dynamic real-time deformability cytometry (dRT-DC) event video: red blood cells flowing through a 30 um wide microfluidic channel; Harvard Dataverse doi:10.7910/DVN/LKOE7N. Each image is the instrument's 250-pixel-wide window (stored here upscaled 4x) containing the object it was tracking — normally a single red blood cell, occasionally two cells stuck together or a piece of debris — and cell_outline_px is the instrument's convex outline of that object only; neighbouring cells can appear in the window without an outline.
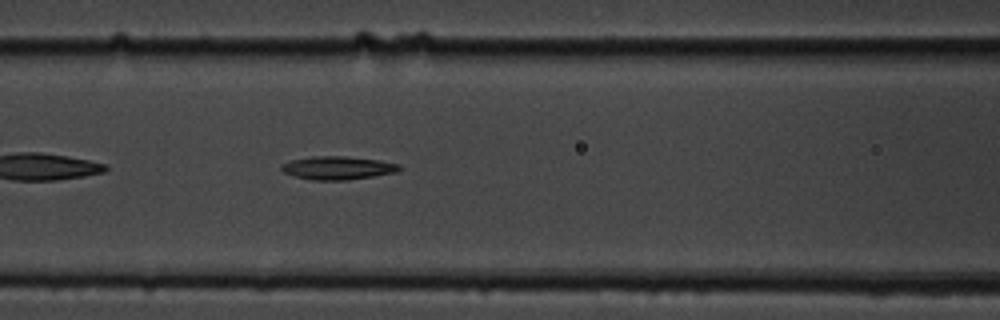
{"species": "common noctule bat (a hibernating species)", "species_latin": "Nyctalus noctula", "temperature_condition": "cold", "stored_images_in_passage": 40, "camera_frame_rate_fps": 3000, "um_per_image_px": 0.085, "animal": {"sex": "male", "body_mass_g": 19.5, "forearm_length_mm": 54.6}, "frame": {"image": 1, "passage_image": 8, "time_ms": 2.333, "image_size_px": [1000, 320], "cell_outline_px": [[404, 168], [396, 172], [348, 180], [312, 180], [292, 176], [284, 172], [280, 168], [280, 164], [292, 160], [312, 156], [344, 156], [380, 160], [400, 164]], "centroid_in_image_um": [28.71, 14.27], "position_along_channel_um": 137.9, "area_um2": 16.13}}
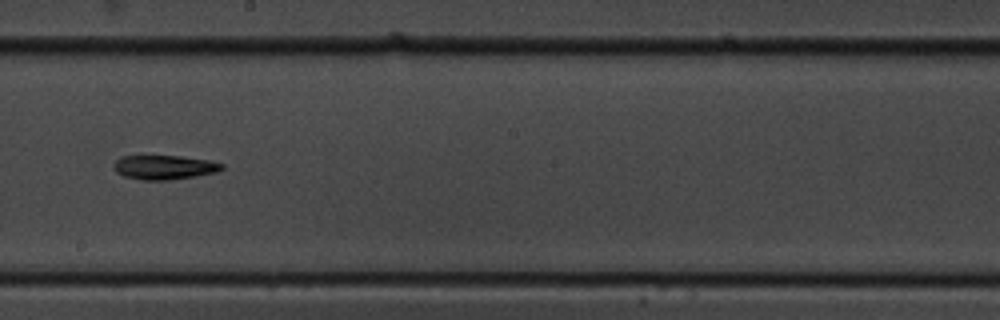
{"frame": {"image": 2, "passage_image": 16, "time_ms": 5.0, "image_size_px": [1000, 320], "cell_outline_px": [[224, 168], [216, 172], [196, 176], [168, 180], [140, 180], [124, 176], [116, 172], [112, 164], [120, 156], [180, 156], [208, 160], [224, 164]], "centroid_in_image_um": [13.94, 14.22], "position_along_channel_um": 234.3, "area_um2": 15.32}}
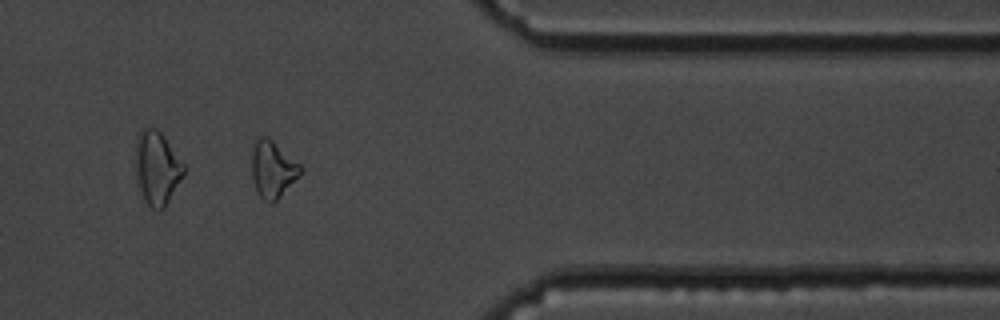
{"frame": {"image": 3, "passage_image": 30, "time_ms": 9.667, "image_size_px": [1000, 320], "cell_outline_px": [[304, 168], [300, 176], [272, 204], [264, 200], [256, 192], [252, 176], [252, 148], [256, 140], [260, 136], [268, 136], [300, 164]], "centroid_in_image_um": [23.19, 14.38], "position_along_channel_um": 388.2, "area_um2": 16.24}, "authors_computed_cell_mechanics": {"area_um2": 15.6638, "velocity_mm_per_s": 3.6159, "shape_relaxation_time_tau1_ms": 2.4581, "shape_relaxation_time_tau2_ms": null, "deformation_change_tau1": 0.0977, "deformation_change_tau2": null}}